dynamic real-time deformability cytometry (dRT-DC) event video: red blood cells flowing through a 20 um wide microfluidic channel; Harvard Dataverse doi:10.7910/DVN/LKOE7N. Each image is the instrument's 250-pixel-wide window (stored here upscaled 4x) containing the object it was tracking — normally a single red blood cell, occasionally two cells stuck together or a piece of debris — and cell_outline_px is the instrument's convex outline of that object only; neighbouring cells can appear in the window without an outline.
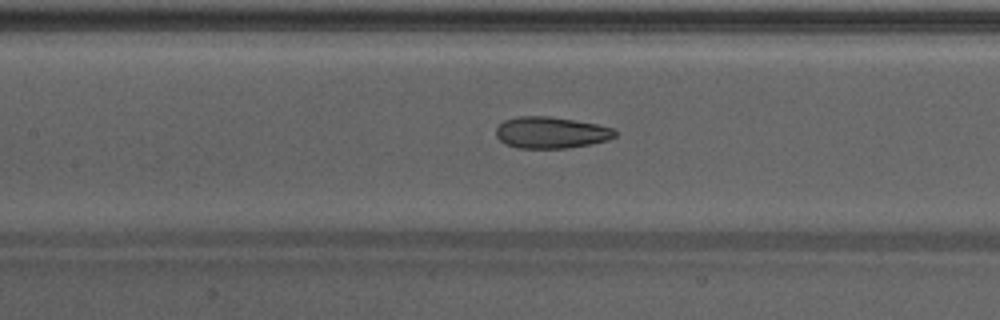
{"species": "Egyptian fruit bat (a non-hibernating species)", "species_latin": "Rousettus aegyptiacus", "temperature_condition": "warm", "stored_images_in_passage": 47, "camera_frame_rate_fps": 3000, "um_per_image_px": 0.085, "animal": {"sex": "male"}, "frame": {"image": 1, "passage_image": 23, "time_ms": 7.333, "image_size_px": [1000, 320], "cell_outline_px": [[616, 136], [608, 140], [592, 144], [568, 148], [520, 148], [504, 144], [496, 136], [496, 128], [504, 120], [516, 116], [548, 116], [596, 124], [612, 128], [616, 132]], "centroid_in_image_um": [46.81, 11.27], "position_along_channel_um": 160.6, "area_um2": 21.85}}
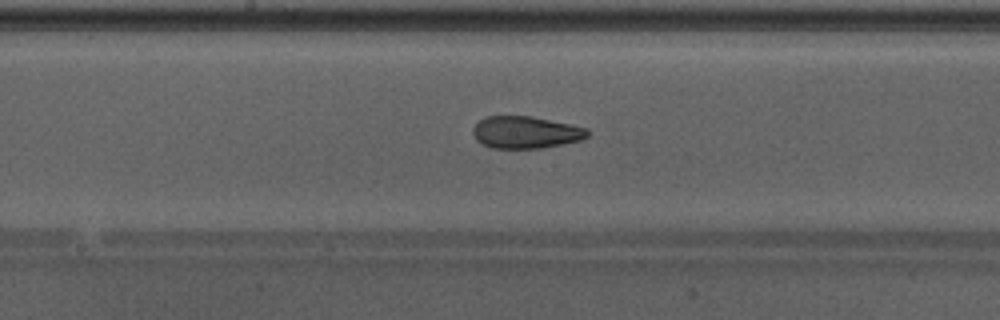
{"frame": {"image": 2, "passage_image": 26, "time_ms": 8.333, "image_size_px": [1000, 320], "cell_outline_px": [[588, 136], [580, 140], [544, 148], [492, 148], [476, 140], [472, 132], [472, 128], [480, 120], [488, 116], [532, 116], [588, 128]], "centroid_in_image_um": [44.68, 11.25], "position_along_channel_um": 203.5, "area_um2": 21.39}}
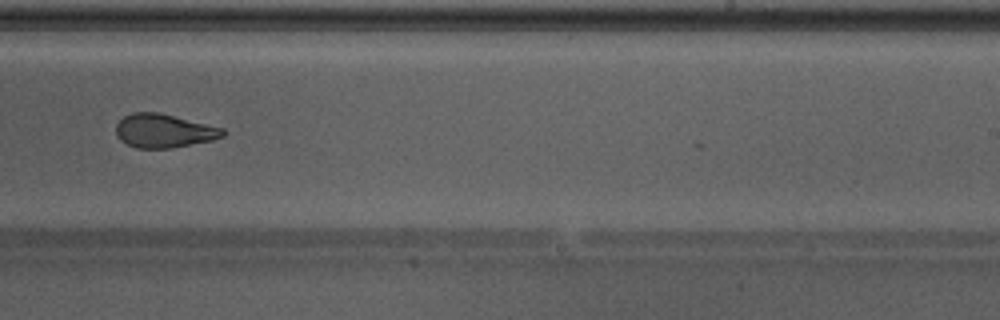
{"frame": {"image": 3, "passage_image": 31, "time_ms": 10.0, "image_size_px": [1000, 320], "cell_outline_px": [[228, 132], [224, 136], [212, 140], [168, 148], [136, 148], [120, 140], [116, 136], [116, 124], [124, 116], [132, 112], [156, 112], [224, 128]], "centroid_in_image_um": [13.92, 11.12], "position_along_channel_um": 275.1, "area_um2": 20.81}, "authors_computed_cell_mechanics": {"area_um2": 22.7154, "velocity_mm_per_s": 4.3088, "shape_relaxation_time_tau1_ms": 10.0654, "shape_relaxation_time_tau2_ms": 1.3901, "deformation_change_tau1": 0.2661, "deformation_change_tau2": 0.0784}}